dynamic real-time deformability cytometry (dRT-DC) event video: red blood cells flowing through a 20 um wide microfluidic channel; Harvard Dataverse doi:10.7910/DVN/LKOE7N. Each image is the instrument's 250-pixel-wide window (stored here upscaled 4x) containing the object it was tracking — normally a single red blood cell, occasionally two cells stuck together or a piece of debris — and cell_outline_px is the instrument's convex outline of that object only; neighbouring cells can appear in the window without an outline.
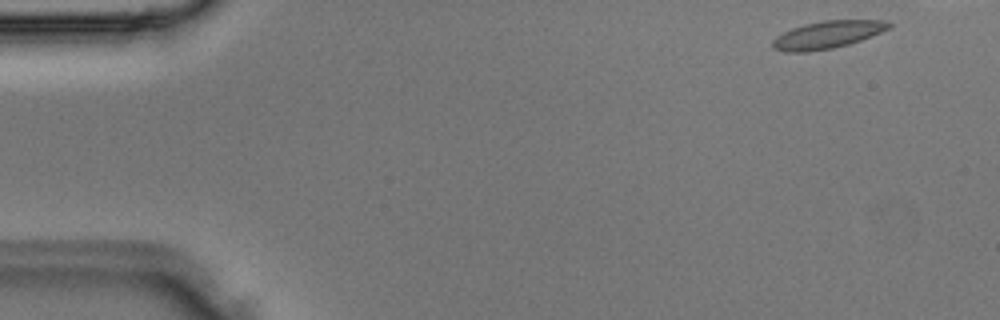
{"species": "Egyptian fruit bat (a non-hibernating species)", "species_latin": "Rousettus aegyptiacus", "temperature_condition": "room temperature", "stored_images_in_passage": 4, "camera_frame_rate_fps": 3000, "um_per_image_px": 0.085, "animal": {"sex": "male"}, "frame": {"image": 1, "passage_image": 1, "time_ms": 0.0, "image_size_px": [1000, 320], "cell_outline_px": [[892, 28], [860, 40], [848, 44], [832, 48], [808, 52], [784, 52], [772, 48], [772, 40], [776, 36], [792, 28], [804, 24], [824, 20], [884, 20], [892, 24]], "centroid_in_image_um": [70.32, 2.95], "position_along_channel_um": 14.7, "area_um2": 18.67}}